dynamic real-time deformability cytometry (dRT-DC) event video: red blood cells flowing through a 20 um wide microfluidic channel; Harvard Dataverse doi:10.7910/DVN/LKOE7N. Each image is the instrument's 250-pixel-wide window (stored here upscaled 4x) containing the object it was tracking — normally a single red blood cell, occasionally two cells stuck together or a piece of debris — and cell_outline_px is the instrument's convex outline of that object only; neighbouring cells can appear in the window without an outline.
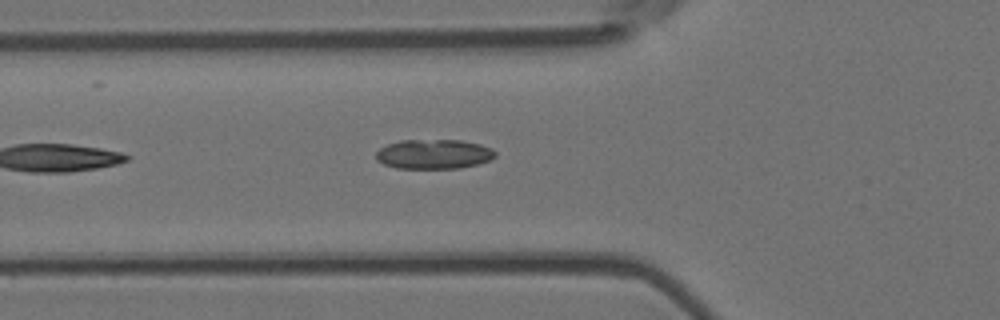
{"species": "Egyptian fruit bat (a non-hibernating species)", "species_latin": "Rousettus aegyptiacus", "temperature_condition": "room temperature", "stored_images_in_passage": 2, "camera_frame_rate_fps": 3000, "um_per_image_px": 0.085, "animal": {"sex": "female"}, "frame": {"image": 1, "passage_image": 2, "time_ms": 0.333, "image_size_px": [1000, 320], "cell_outline_px": [[496, 156], [488, 160], [476, 164], [460, 168], [396, 168], [384, 164], [376, 160], [376, 152], [380, 148], [388, 144], [400, 140], [460, 140], [480, 144], [492, 148], [496, 152]], "centroid_in_image_um": [36.86, 13.09], "position_along_channel_um": 88.9, "area_um2": 20.52}}